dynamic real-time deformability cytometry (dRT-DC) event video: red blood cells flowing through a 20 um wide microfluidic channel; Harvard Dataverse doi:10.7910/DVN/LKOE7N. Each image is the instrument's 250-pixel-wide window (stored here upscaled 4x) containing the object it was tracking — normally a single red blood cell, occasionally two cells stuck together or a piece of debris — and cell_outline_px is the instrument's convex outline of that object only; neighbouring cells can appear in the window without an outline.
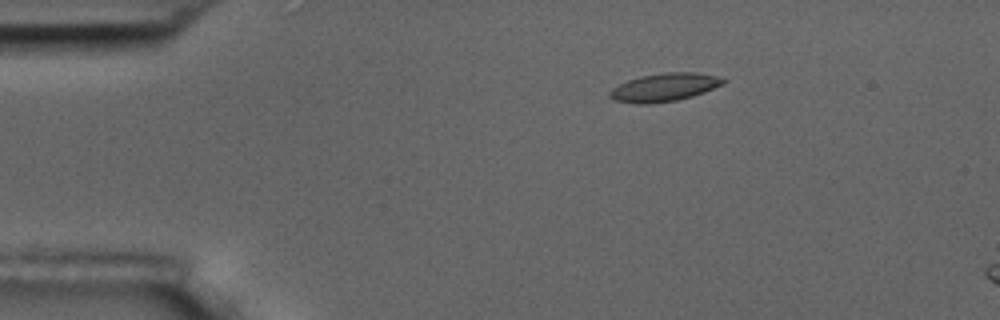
{"species": "common noctule bat (a hibernating species)", "species_latin": "Nyctalus noctula", "temperature_condition": "room temperature", "stored_images_in_passage": 5, "camera_frame_rate_fps": 3000, "um_per_image_px": 0.085, "animal": {"sex": "male", "body_mass_g": 17.5, "forearm_length_mm": 52.3}, "frame": {"image": 1, "passage_image": 3, "time_ms": 2.333, "image_size_px": [1000, 320], "cell_outline_px": [[728, 80], [724, 84], [704, 92], [692, 96], [676, 100], [648, 104], [636, 104], [612, 100], [608, 96], [608, 92], [612, 88], [628, 80], [640, 76], [664, 72], [696, 72], [716, 76]], "centroid_in_image_um": [56.45, 7.42], "position_along_channel_um": 28.6, "area_um2": 18.73}}